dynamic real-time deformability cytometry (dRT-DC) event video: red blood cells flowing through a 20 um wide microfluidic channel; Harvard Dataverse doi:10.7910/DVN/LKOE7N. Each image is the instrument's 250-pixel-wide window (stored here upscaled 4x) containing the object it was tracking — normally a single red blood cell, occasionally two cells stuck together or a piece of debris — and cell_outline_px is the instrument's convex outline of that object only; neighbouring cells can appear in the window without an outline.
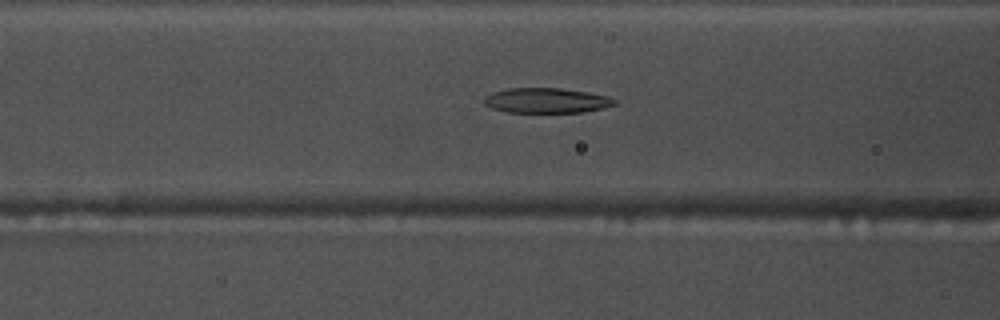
{"species": "common noctule bat (a hibernating species)", "species_latin": "Nyctalus noctula", "temperature_condition": "warm", "stored_images_in_passage": 52, "camera_frame_rate_fps": 3000, "um_per_image_px": 0.085, "animal": {"sex": "male", "body_mass_g": 17.5, "forearm_length_mm": 52.3}, "frame": {"image": 1, "passage_image": 20, "time_ms": 6.333, "image_size_px": [1000, 320], "cell_outline_px": [[620, 104], [604, 108], [584, 112], [508, 112], [492, 108], [484, 104], [484, 96], [492, 92], [508, 88], [560, 88], [588, 92], [608, 96], [620, 100]], "centroid_in_image_um": [46.52, 8.54], "position_along_channel_um": 120.1, "area_um2": 19.31}}
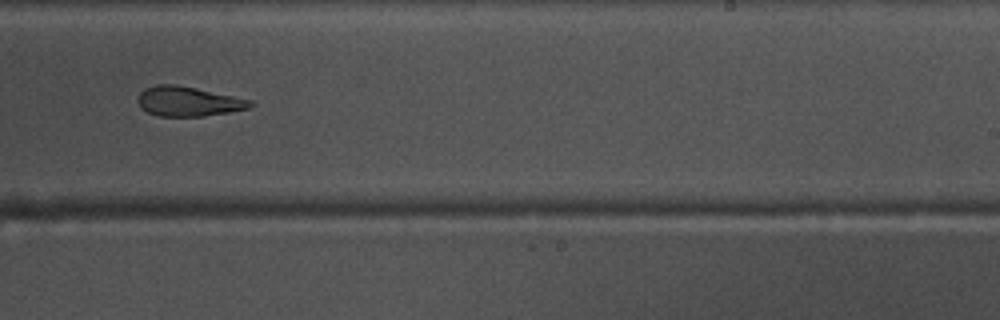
{"frame": {"image": 2, "passage_image": 32, "time_ms": 10.333, "image_size_px": [1000, 320], "cell_outline_px": [[256, 104], [248, 108], [228, 112], [204, 116], [160, 116], [148, 112], [140, 108], [136, 100], [140, 92], [144, 88], [156, 84], [172, 84], [196, 88], [252, 100]], "centroid_in_image_um": [15.97, 8.61], "position_along_channel_um": 273.0, "area_um2": 19.48}}
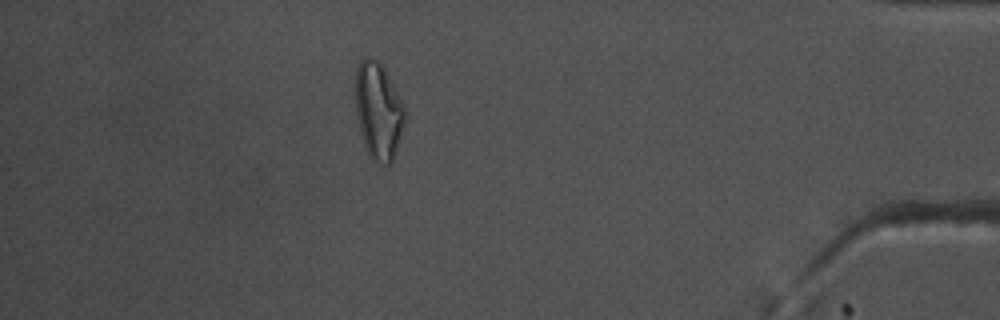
{"frame": {"image": 3, "passage_image": 46, "time_ms": 15.0, "image_size_px": [1000, 320], "cell_outline_px": [[408, 120], [392, 160], [388, 168], [372, 160], [368, 156], [360, 132], [356, 112], [356, 68], [360, 60], [364, 56], [372, 56], [380, 60], [404, 104], [408, 112]], "centroid_in_image_um": [32.2, 9.43], "position_along_channel_um": 403.0, "area_um2": 28.84}, "authors_computed_cell_mechanics": {"area_um2": 21.097, "velocity_mm_per_s": 3.8299, "shape_relaxation_time_tau1_ms": null, "shape_relaxation_time_tau2_ms": 3.9097, "deformation_change_tau1": null, "deformation_change_tau2": 0.1379}}